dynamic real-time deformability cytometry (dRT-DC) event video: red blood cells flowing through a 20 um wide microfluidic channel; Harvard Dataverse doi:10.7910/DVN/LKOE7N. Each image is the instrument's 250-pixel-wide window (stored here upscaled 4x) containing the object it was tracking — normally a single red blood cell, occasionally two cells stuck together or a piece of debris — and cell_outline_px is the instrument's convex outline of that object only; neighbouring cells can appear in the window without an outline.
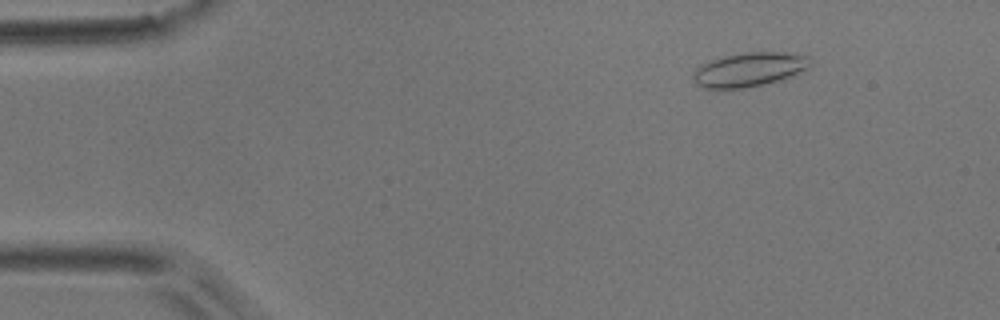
{"species": "common noctule bat (a hibernating species)", "species_latin": "Nyctalus noctula", "temperature_condition": "room temperature", "stored_images_in_passage": 5, "camera_frame_rate_fps": 3000, "um_per_image_px": 0.085, "animal": {"sex": "male", "body_mass_g": 17.9}, "frame": {"image": 1, "passage_image": 1, "time_ms": 0.0, "image_size_px": [1000, 320], "cell_outline_px": [[812, 64], [808, 68], [788, 76], [764, 84], [744, 88], [704, 88], [696, 84], [692, 76], [696, 68], [708, 60], [724, 56], [744, 52], [784, 52], [812, 56]], "centroid_in_image_um": [63.68, 5.89], "position_along_channel_um": 21.3, "area_um2": 23.24}}